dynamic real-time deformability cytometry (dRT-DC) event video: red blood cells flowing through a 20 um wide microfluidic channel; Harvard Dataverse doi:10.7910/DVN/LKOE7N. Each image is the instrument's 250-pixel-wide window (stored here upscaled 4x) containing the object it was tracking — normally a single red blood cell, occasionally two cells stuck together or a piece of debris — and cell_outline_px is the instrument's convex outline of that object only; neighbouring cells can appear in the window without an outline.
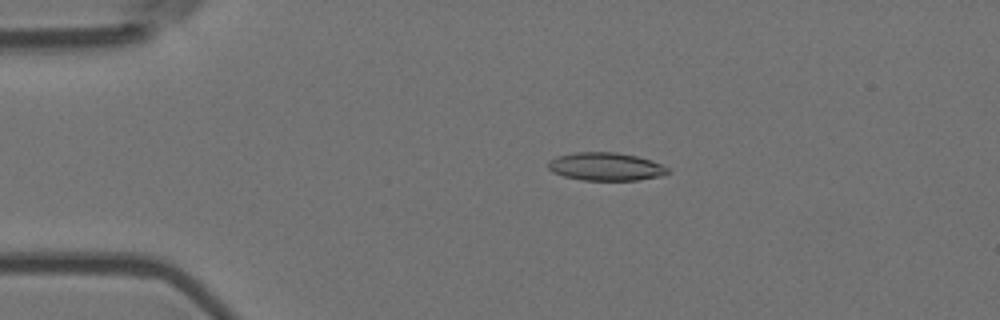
{"species": "Egyptian fruit bat (a non-hibernating species)", "species_latin": "Rousettus aegyptiacus", "temperature_condition": "room temperature", "stored_images_in_passage": 56, "camera_frame_rate_fps": 3000, "um_per_image_px": 0.085, "animal": {"sex": "female"}, "frame": {"image": 1, "passage_image": 12, "time_ms": 3.667, "image_size_px": [1000, 320], "cell_outline_px": [[668, 172], [664, 176], [636, 180], [584, 180], [564, 176], [552, 172], [548, 168], [548, 160], [556, 156], [576, 152], [616, 152], [636, 156], [652, 160], [668, 168]], "centroid_in_image_um": [51.47, 14.16], "position_along_channel_um": 33.5, "area_um2": 19.59}}
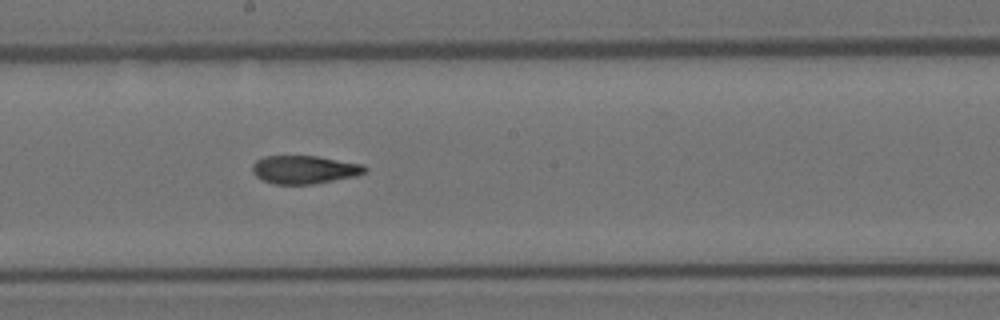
{"frame": {"image": 2, "passage_image": 31, "time_ms": 10.0, "image_size_px": [1000, 320], "cell_outline_px": [[368, 168], [364, 172], [356, 176], [312, 184], [272, 184], [256, 176], [252, 172], [252, 164], [256, 160], [264, 156], [316, 156], [364, 164]], "centroid_in_image_um": [25.86, 14.41], "position_along_channel_um": 222.3, "area_um2": 18.5}}
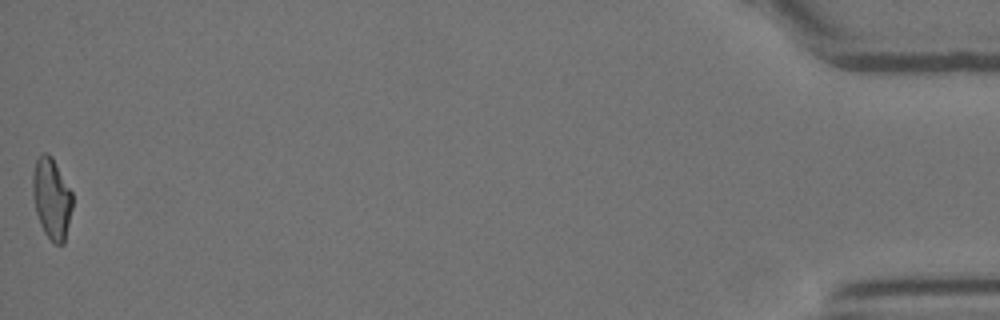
{"frame": {"image": 3, "passage_image": 56, "time_ms": 18.333, "image_size_px": [1000, 320], "cell_outline_px": [[72, 208], [64, 244], [56, 244], [44, 232], [40, 224], [36, 212], [32, 196], [32, 176], [36, 160], [44, 152], [48, 152], [52, 156], [72, 192]], "centroid_in_image_um": [4.38, 16.85], "position_along_channel_um": 430.8, "area_um2": 18.73}, "authors_computed_cell_mechanics": {"area_um2": 18.9295, "velocity_mm_per_s": 3.6671, "shape_relaxation_time_tau1_ms": null, "shape_relaxation_time_tau2_ms": 2.7491, "deformation_change_tau1": null, "deformation_change_tau2": 0.1026}}